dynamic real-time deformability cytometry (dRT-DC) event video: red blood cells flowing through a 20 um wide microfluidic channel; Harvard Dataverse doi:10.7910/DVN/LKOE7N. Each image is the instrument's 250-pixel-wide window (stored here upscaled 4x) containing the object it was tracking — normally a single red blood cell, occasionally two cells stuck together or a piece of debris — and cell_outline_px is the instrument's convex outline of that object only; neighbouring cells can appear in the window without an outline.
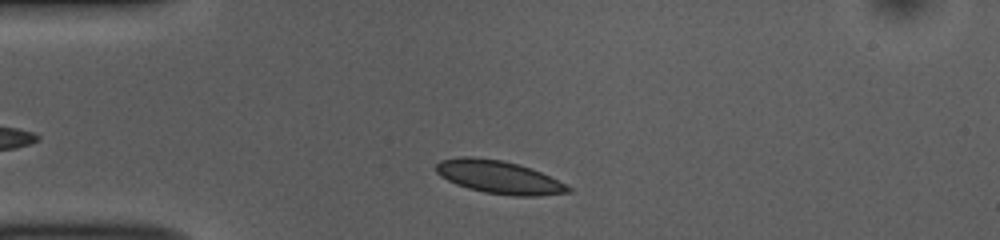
{"species": "common noctule bat (a hibernating species)", "species_latin": "Nyctalus noctula", "temperature_condition": "room temperature", "stored_images_in_passage": 40, "camera_frame_rate_fps": 3000, "um_per_image_px": 0.085, "animal": {"sex": "female", "body_mass_g": 10.0, "forearm_length_mm": 53.1}, "frame": {"image": 1, "passage_image": 4, "time_ms": 1.0, "image_size_px": [1000, 240], "cell_outline_px": [[572, 192], [536, 196], [516, 196], [484, 192], [468, 188], [456, 184], [440, 176], [436, 172], [436, 164], [440, 160], [460, 156], [472, 156], [504, 160], [540, 172], [572, 188]], "centroid_in_image_um": [42.36, 15.05], "position_along_channel_um": 42.6, "area_um2": 25.2}}
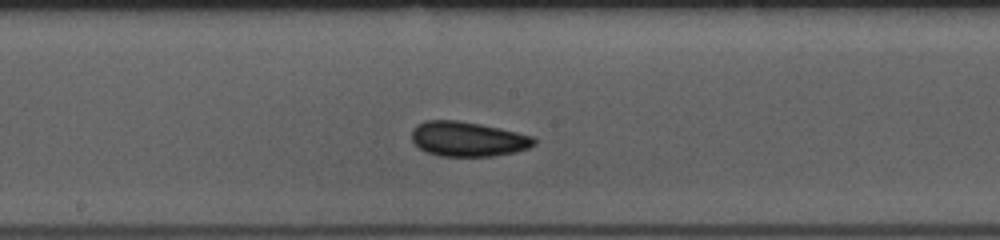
{"frame": {"image": 2, "passage_image": 19, "time_ms": 6.0, "image_size_px": [1000, 240], "cell_outline_px": [[536, 144], [528, 148], [516, 152], [492, 156], [440, 156], [428, 152], [420, 148], [412, 140], [412, 128], [416, 124], [424, 120], [456, 120], [480, 124], [500, 128], [532, 136], [536, 140]], "centroid_in_image_um": [39.76, 11.81], "position_along_channel_um": 208.4, "area_um2": 24.8}}
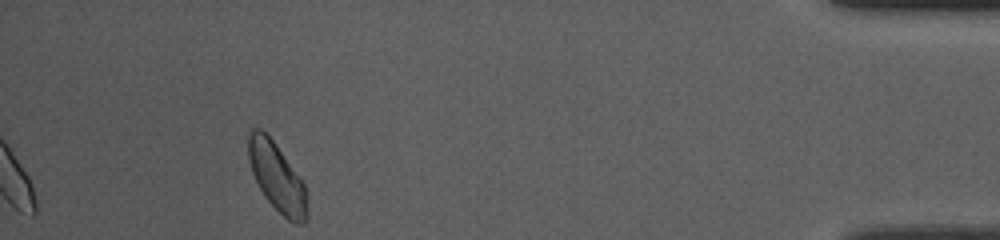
{"frame": {"image": 3, "passage_image": 40, "time_ms": 13.0, "image_size_px": [1000, 240], "cell_outline_px": [[308, 216], [304, 224], [292, 224], [264, 196], [252, 172], [248, 160], [248, 132], [252, 128], [260, 128], [276, 144], [304, 184]], "centroid_in_image_um": [23.53, 15.07], "position_along_channel_um": 411.7, "area_um2": 23.18}, "authors_computed_cell_mechanics": {"area_um2": 23.4668, "velocity_mm_per_s": 3.7443, "shape_relaxation_time_tau1_ms": 1.5626, "shape_relaxation_time_tau2_ms": 2.8925, "deformation_change_tau1": 0.0737, "deformation_change_tau2": 0.0616}}